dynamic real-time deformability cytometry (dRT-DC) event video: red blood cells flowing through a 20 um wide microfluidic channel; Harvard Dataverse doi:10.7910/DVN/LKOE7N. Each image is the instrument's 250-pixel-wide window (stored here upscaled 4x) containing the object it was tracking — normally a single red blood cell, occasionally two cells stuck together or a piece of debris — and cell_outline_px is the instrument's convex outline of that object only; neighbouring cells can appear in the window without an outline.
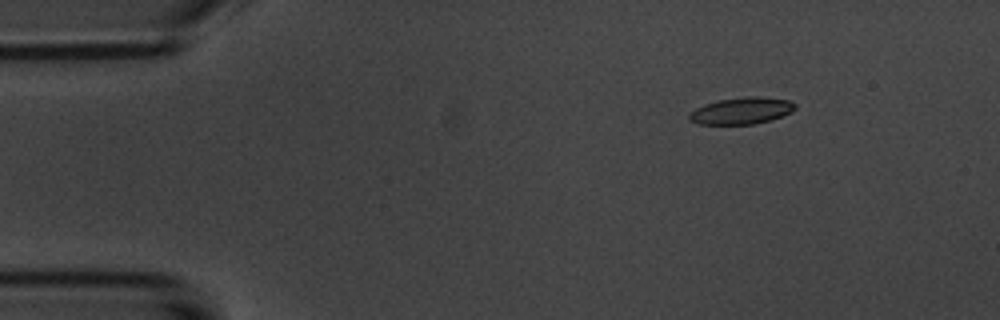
{"species": "common noctule bat (a hibernating species)", "species_latin": "Nyctalus noctula", "temperature_condition": "room temperature", "stored_images_in_passage": 6, "camera_frame_rate_fps": 3000, "um_per_image_px": 0.085, "animal": {"sex": "male", "body_mass_g": 20.1, "forearm_length_mm": 53.5}, "frame": {"image": 1, "passage_image": 3, "time_ms": 2.0, "image_size_px": [1000, 320], "cell_outline_px": [[796, 108], [792, 112], [768, 120], [752, 124], [700, 124], [688, 120], [688, 116], [696, 108], [704, 104], [720, 100], [748, 96], [756, 96], [788, 100], [796, 104]], "centroid_in_image_um": [63.02, 9.41], "position_along_channel_um": 22.0, "area_um2": 16.24}}